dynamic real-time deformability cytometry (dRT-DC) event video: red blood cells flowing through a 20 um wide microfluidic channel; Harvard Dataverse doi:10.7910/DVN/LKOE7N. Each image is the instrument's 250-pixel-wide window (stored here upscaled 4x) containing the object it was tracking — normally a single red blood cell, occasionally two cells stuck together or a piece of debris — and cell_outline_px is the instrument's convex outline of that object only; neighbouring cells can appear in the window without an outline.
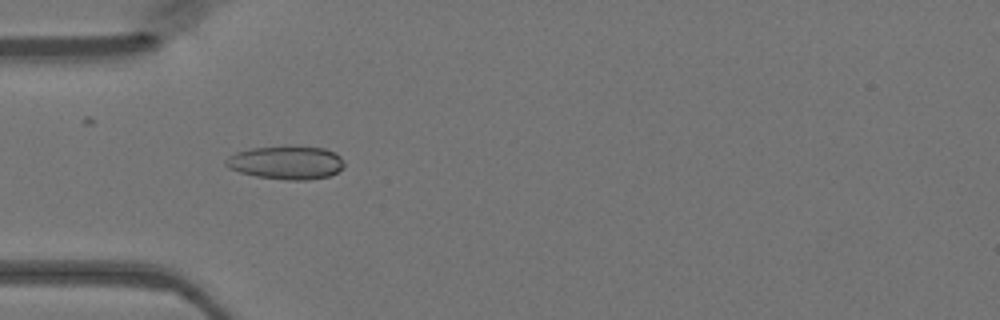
{"species": "Egyptian fruit bat (a non-hibernating species)", "species_latin": "Rousettus aegyptiacus", "temperature_condition": "warm", "stored_images_in_passage": 48, "camera_frame_rate_fps": 3000, "um_per_image_px": 0.085, "animal": {"sex": "female"}, "frame": {"image": 1, "passage_image": 15, "time_ms": 4.667, "image_size_px": [1000, 320], "cell_outline_px": [[344, 168], [328, 176], [308, 180], [288, 180], [256, 176], [240, 172], [228, 168], [224, 164], [224, 160], [228, 156], [236, 152], [252, 148], [284, 144], [324, 148], [336, 152], [340, 156], [344, 164]], "centroid_in_image_um": [24.32, 13.79], "position_along_channel_um": 60.7, "area_um2": 23.58}}
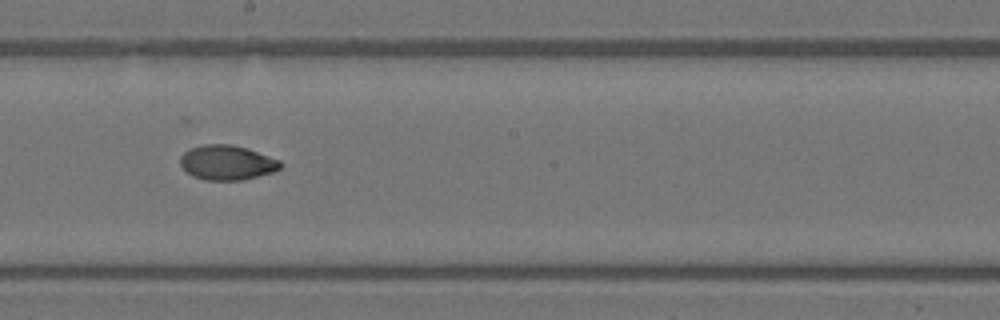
{"frame": {"image": 2, "passage_image": 27, "time_ms": 8.667, "image_size_px": [1000, 320], "cell_outline_px": [[284, 164], [280, 168], [272, 172], [244, 180], [204, 180], [192, 176], [180, 164], [180, 156], [184, 152], [192, 148], [204, 144], [232, 144], [248, 148], [280, 160]], "centroid_in_image_um": [19.31, 13.82], "position_along_channel_um": 228.9, "area_um2": 20.35}}
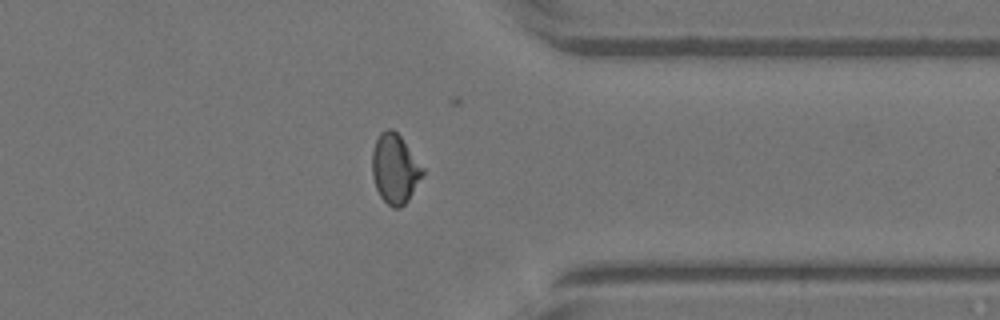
{"frame": {"image": 3, "passage_image": 38, "time_ms": 12.333, "image_size_px": [1000, 320], "cell_outline_px": [[424, 172], [408, 200], [400, 208], [392, 208], [380, 196], [376, 188], [372, 176], [372, 148], [380, 132], [388, 128], [392, 128], [400, 136], [424, 168]], "centroid_in_image_um": [33.54, 14.33], "position_along_channel_um": 377.9, "area_um2": 20.35}}